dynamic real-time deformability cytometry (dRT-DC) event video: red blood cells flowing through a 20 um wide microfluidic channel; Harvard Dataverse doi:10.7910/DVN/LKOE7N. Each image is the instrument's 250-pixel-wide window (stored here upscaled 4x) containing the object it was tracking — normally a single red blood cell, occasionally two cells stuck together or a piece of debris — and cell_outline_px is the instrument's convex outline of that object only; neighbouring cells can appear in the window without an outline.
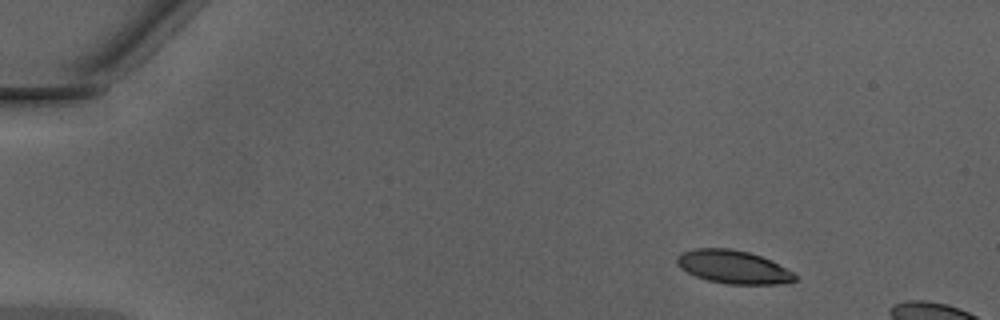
{"species": "Egyptian fruit bat (a non-hibernating species)", "species_latin": "Rousettus aegyptiacus", "temperature_condition": "warm", "stored_images_in_passage": 13, "camera_frame_rate_fps": 3000, "um_per_image_px": 0.085, "animal": {"sex": "male"}, "frame": {"image": 1, "passage_image": 6, "time_ms": 1.667, "image_size_px": [1000, 320], "cell_outline_px": [[796, 280], [776, 284], [728, 284], [708, 280], [696, 276], [680, 268], [676, 264], [676, 256], [684, 252], [696, 248], [732, 248], [748, 252], [772, 260], [796, 272]], "centroid_in_image_um": [62.35, 22.68], "position_along_channel_um": 22.7, "area_um2": 22.95}}